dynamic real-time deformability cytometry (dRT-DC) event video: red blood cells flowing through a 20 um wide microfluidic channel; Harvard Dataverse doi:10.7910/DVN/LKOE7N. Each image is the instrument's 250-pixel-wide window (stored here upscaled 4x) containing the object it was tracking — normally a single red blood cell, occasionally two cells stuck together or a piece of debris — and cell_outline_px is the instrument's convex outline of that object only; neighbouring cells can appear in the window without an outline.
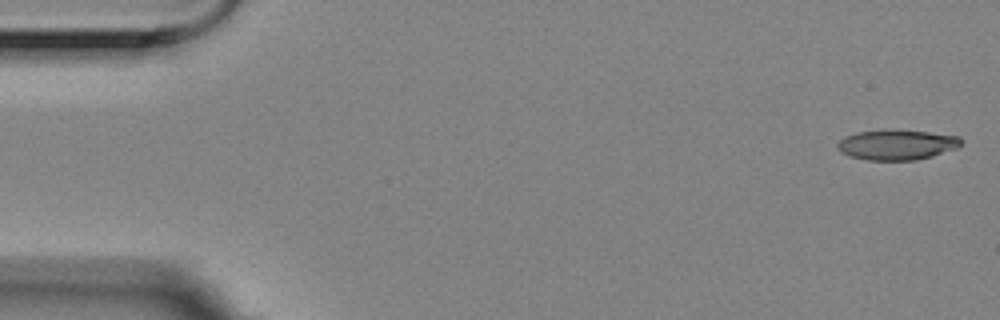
{"species": "Egyptian fruit bat (a non-hibernating species)", "species_latin": "Rousettus aegyptiacus", "temperature_condition": "room temperature", "stored_images_in_passage": 15, "camera_frame_rate_fps": 3000, "um_per_image_px": 0.085, "animal": {"sex": "female"}, "frame": {"image": 1, "passage_image": 1, "time_ms": 0.0, "image_size_px": [1000, 320], "cell_outline_px": [[964, 140], [956, 148], [932, 156], [916, 160], [868, 160], [852, 156], [840, 152], [836, 148], [836, 144], [844, 136], [856, 132], [892, 128], [928, 132], [960, 136]], "centroid_in_image_um": [76.21, 12.28], "position_along_channel_um": 8.8, "area_um2": 22.08}}
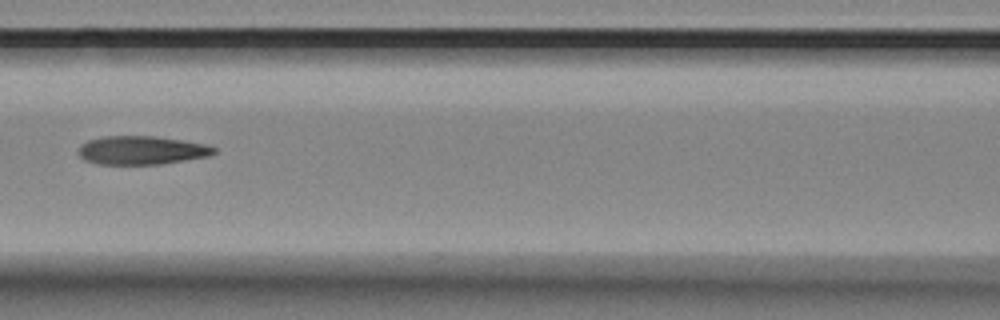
{"frame": {"image": 2, "passage_image": 7, "time_ms": 2.0, "image_size_px": [1000, 320], "cell_outline_px": [[216, 152], [208, 156], [160, 164], [96, 164], [84, 160], [76, 152], [80, 144], [88, 140], [104, 136], [152, 136], [180, 140], [204, 144], [216, 148]], "centroid_in_image_um": [11.96, 12.77], "position_along_channel_um": 154.6, "area_um2": 22.48}}
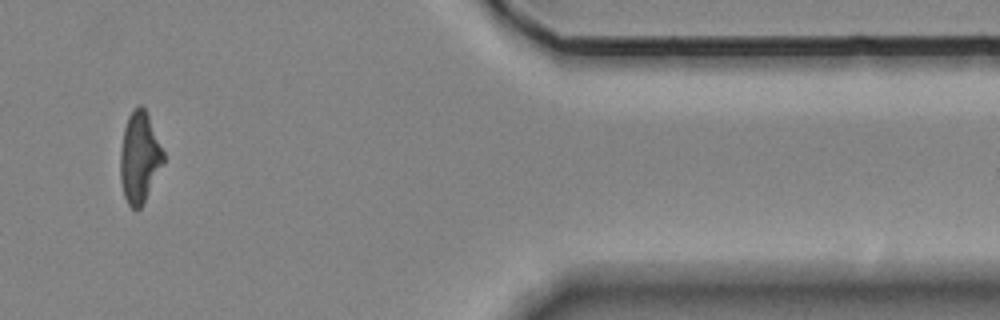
{"frame": {"image": 3, "passage_image": 13, "time_ms": 4.0, "image_size_px": [1000, 320], "cell_outline_px": [[164, 164], [140, 208], [136, 212], [128, 204], [124, 196], [120, 180], [120, 148], [124, 128], [128, 116], [140, 104], [144, 108], [148, 116], [164, 152]], "centroid_in_image_um": [11.85, 13.42], "position_along_channel_um": 399.6, "area_um2": 22.72}}